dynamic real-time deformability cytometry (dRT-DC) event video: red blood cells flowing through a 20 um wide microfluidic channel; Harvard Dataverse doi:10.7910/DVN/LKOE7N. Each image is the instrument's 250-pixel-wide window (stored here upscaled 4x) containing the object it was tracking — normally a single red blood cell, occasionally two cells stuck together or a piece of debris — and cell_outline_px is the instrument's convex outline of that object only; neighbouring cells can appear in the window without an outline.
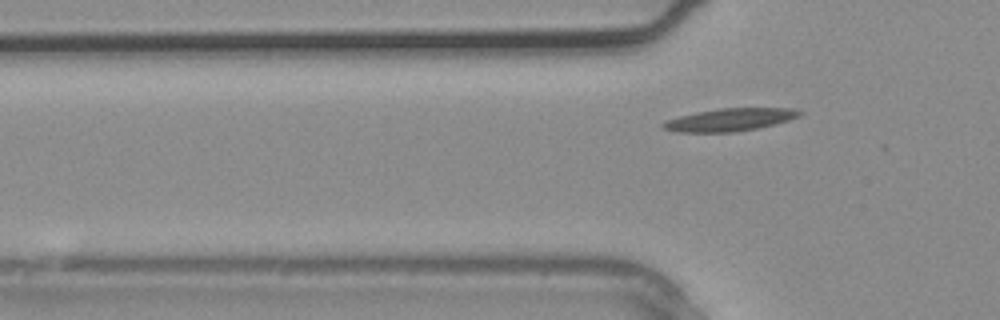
{"species": "common noctule bat (a hibernating species)", "species_latin": "Nyctalus noctula", "temperature_condition": "warm", "stored_images_in_passage": 2, "camera_frame_rate_fps": 3000, "um_per_image_px": 0.085, "animal": {"sex": "male", "body_mass_g": 20.4}, "frame": {"image": 1, "passage_image": 2, "time_ms": 0.333, "image_size_px": [1000, 320], "cell_outline_px": [[804, 112], [800, 116], [788, 120], [756, 128], [732, 132], [676, 132], [664, 128], [660, 124], [668, 120], [680, 116], [696, 112], [720, 108], [792, 108]], "centroid_in_image_um": [62.04, 10.17], "position_along_channel_um": 63.8, "area_um2": 17.8}}